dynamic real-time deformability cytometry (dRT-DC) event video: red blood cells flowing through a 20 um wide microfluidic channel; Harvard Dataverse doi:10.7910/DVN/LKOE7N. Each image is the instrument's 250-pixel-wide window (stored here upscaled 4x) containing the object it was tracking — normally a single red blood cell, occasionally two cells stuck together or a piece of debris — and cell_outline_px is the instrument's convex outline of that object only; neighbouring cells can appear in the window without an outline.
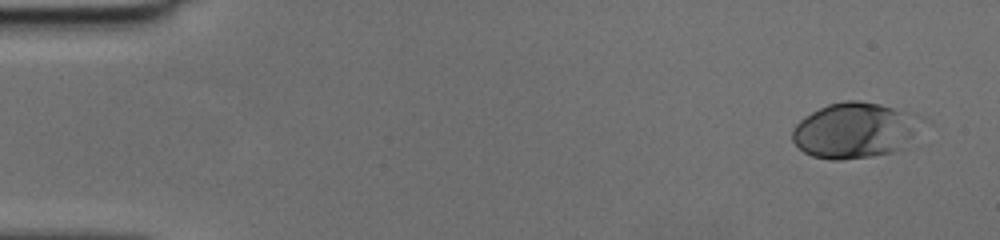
{"species": "human", "species_latin": "Homo sapiens", "temperature_condition": "cold", "stored_images_in_passage": 10, "camera_frame_rate_fps": 3000, "um_per_image_px": 0.085, "donor": {"sex": "female"}, "frame": {"image": 1, "passage_image": 1, "time_ms": 0.0, "image_size_px": [1000, 240], "cell_outline_px": [[932, 124], [912, 144], [904, 148], [892, 152], [872, 156], [844, 160], [832, 160], [812, 156], [804, 152], [792, 140], [792, 128], [800, 120], [812, 112], [828, 104], [844, 100], [860, 100], [880, 104], [912, 112], [928, 120]], "centroid_in_image_um": [72.85, 11.07], "position_along_channel_um": 12.1, "area_um2": 43.58}}